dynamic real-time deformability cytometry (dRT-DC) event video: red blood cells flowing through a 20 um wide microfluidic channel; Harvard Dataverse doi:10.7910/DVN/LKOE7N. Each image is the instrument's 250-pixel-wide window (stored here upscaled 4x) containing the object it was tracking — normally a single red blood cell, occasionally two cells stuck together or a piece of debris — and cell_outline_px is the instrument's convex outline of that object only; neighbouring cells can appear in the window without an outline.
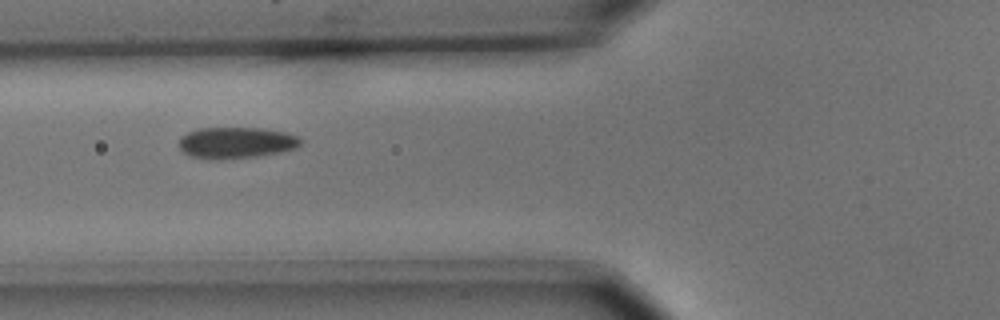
{"species": "common noctule bat (a hibernating species)", "species_latin": "Nyctalus noctula", "temperature_condition": "cold", "stored_images_in_passage": 15, "camera_frame_rate_fps": 3000, "um_per_image_px": 0.085, "animal": {"sex": "male", "body_mass_g": 15.6}, "frame": {"image": 1, "passage_image": 6, "time_ms": 1.667, "image_size_px": [1000, 320], "cell_outline_px": [[304, 140], [296, 148], [280, 152], [256, 156], [188, 156], [176, 144], [180, 136], [188, 132], [200, 128], [260, 128], [284, 132], [296, 136]], "centroid_in_image_um": [20.08, 12.08], "position_along_channel_um": 105.7, "area_um2": 21.33}}
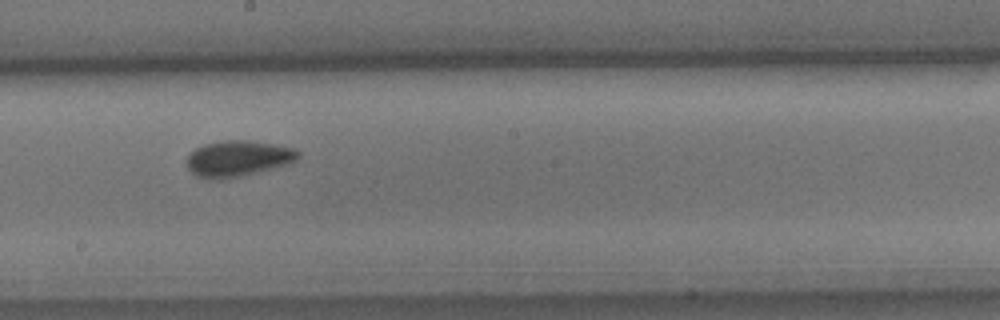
{"frame": {"image": 2, "passage_image": 9, "time_ms": 2.667, "image_size_px": [1000, 320], "cell_outline_px": [[300, 156], [296, 160], [288, 164], [240, 176], [220, 180], [208, 180], [196, 176], [184, 164], [184, 160], [196, 148], [204, 144], [224, 140], [248, 140], [296, 148], [300, 152]], "centroid_in_image_um": [20.19, 13.48], "position_along_channel_um": 228.0, "area_um2": 23.52}}
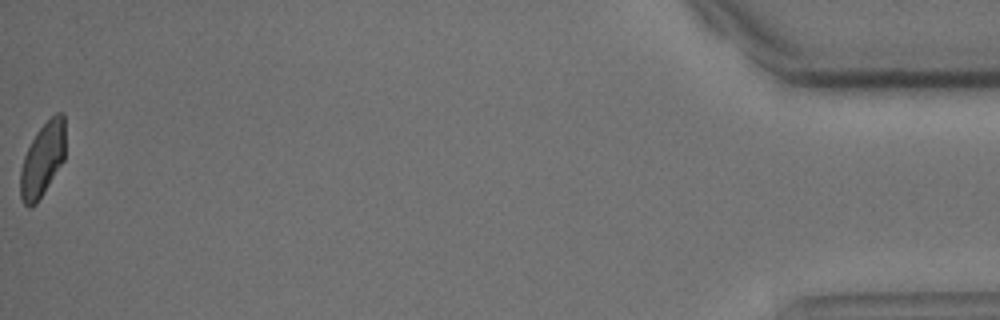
{"frame": {"image": 3, "passage_image": 15, "time_ms": 4.667, "image_size_px": [1000, 320], "cell_outline_px": [[64, 160], [44, 192], [36, 204], [32, 208], [28, 208], [24, 204], [20, 196], [20, 168], [24, 156], [36, 132], [56, 112], [64, 112]], "centroid_in_image_um": [3.6, 13.59], "position_along_channel_um": 431.6, "area_um2": 19.31}}